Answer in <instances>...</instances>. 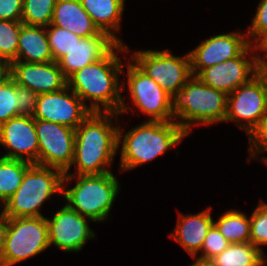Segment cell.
Here are the masks:
<instances>
[{"instance_id":"27","label":"cell","mask_w":267,"mask_h":266,"mask_svg":"<svg viewBox=\"0 0 267 266\" xmlns=\"http://www.w3.org/2000/svg\"><path fill=\"white\" fill-rule=\"evenodd\" d=\"M46 34L50 45V50L53 56V61L58 62L63 56L79 42L82 37L70 32L66 29L53 26H46Z\"/></svg>"},{"instance_id":"23","label":"cell","mask_w":267,"mask_h":266,"mask_svg":"<svg viewBox=\"0 0 267 266\" xmlns=\"http://www.w3.org/2000/svg\"><path fill=\"white\" fill-rule=\"evenodd\" d=\"M212 263L213 266H265L267 256L251 242L232 243Z\"/></svg>"},{"instance_id":"19","label":"cell","mask_w":267,"mask_h":266,"mask_svg":"<svg viewBox=\"0 0 267 266\" xmlns=\"http://www.w3.org/2000/svg\"><path fill=\"white\" fill-rule=\"evenodd\" d=\"M211 207L196 214H178L177 224L169 234L192 257L201 251L208 230L214 224Z\"/></svg>"},{"instance_id":"9","label":"cell","mask_w":267,"mask_h":266,"mask_svg":"<svg viewBox=\"0 0 267 266\" xmlns=\"http://www.w3.org/2000/svg\"><path fill=\"white\" fill-rule=\"evenodd\" d=\"M267 114V73L262 69L248 83L228 95L226 122H234L249 135Z\"/></svg>"},{"instance_id":"5","label":"cell","mask_w":267,"mask_h":266,"mask_svg":"<svg viewBox=\"0 0 267 266\" xmlns=\"http://www.w3.org/2000/svg\"><path fill=\"white\" fill-rule=\"evenodd\" d=\"M76 181L66 189L70 181ZM120 183L113 172L99 175H64L62 199L80 215L93 222L109 220V214L120 193Z\"/></svg>"},{"instance_id":"26","label":"cell","mask_w":267,"mask_h":266,"mask_svg":"<svg viewBox=\"0 0 267 266\" xmlns=\"http://www.w3.org/2000/svg\"><path fill=\"white\" fill-rule=\"evenodd\" d=\"M57 0H23L21 22L26 25L48 26Z\"/></svg>"},{"instance_id":"12","label":"cell","mask_w":267,"mask_h":266,"mask_svg":"<svg viewBox=\"0 0 267 266\" xmlns=\"http://www.w3.org/2000/svg\"><path fill=\"white\" fill-rule=\"evenodd\" d=\"M53 214L46 217L49 246H55L63 252H78L84 248L88 240L96 238L90 228V219L71 209L66 203Z\"/></svg>"},{"instance_id":"15","label":"cell","mask_w":267,"mask_h":266,"mask_svg":"<svg viewBox=\"0 0 267 266\" xmlns=\"http://www.w3.org/2000/svg\"><path fill=\"white\" fill-rule=\"evenodd\" d=\"M249 41L245 31H231L206 38L189 51L191 72L197 76L203 69L237 57Z\"/></svg>"},{"instance_id":"7","label":"cell","mask_w":267,"mask_h":266,"mask_svg":"<svg viewBox=\"0 0 267 266\" xmlns=\"http://www.w3.org/2000/svg\"><path fill=\"white\" fill-rule=\"evenodd\" d=\"M122 74L127 76L126 89L129 91L133 108L126 104L124 98L119 111L128 114L137 108L140 113L149 116L146 121H173L171 112V96H169L152 78L142 71L130 58L124 64ZM129 106V107H128Z\"/></svg>"},{"instance_id":"17","label":"cell","mask_w":267,"mask_h":266,"mask_svg":"<svg viewBox=\"0 0 267 266\" xmlns=\"http://www.w3.org/2000/svg\"><path fill=\"white\" fill-rule=\"evenodd\" d=\"M10 77L17 85L37 94L58 92L67 86V80L55 61L49 63L12 61Z\"/></svg>"},{"instance_id":"25","label":"cell","mask_w":267,"mask_h":266,"mask_svg":"<svg viewBox=\"0 0 267 266\" xmlns=\"http://www.w3.org/2000/svg\"><path fill=\"white\" fill-rule=\"evenodd\" d=\"M33 164L0 156V207L18 190L25 172Z\"/></svg>"},{"instance_id":"4","label":"cell","mask_w":267,"mask_h":266,"mask_svg":"<svg viewBox=\"0 0 267 266\" xmlns=\"http://www.w3.org/2000/svg\"><path fill=\"white\" fill-rule=\"evenodd\" d=\"M227 99L226 93L211 88L197 76H192L183 88L171 96V112L174 121L189 135L194 125L223 123Z\"/></svg>"},{"instance_id":"41","label":"cell","mask_w":267,"mask_h":266,"mask_svg":"<svg viewBox=\"0 0 267 266\" xmlns=\"http://www.w3.org/2000/svg\"><path fill=\"white\" fill-rule=\"evenodd\" d=\"M263 70L267 73V66Z\"/></svg>"},{"instance_id":"29","label":"cell","mask_w":267,"mask_h":266,"mask_svg":"<svg viewBox=\"0 0 267 266\" xmlns=\"http://www.w3.org/2000/svg\"><path fill=\"white\" fill-rule=\"evenodd\" d=\"M250 242L264 253L267 246V202L262 199L250 216Z\"/></svg>"},{"instance_id":"3","label":"cell","mask_w":267,"mask_h":266,"mask_svg":"<svg viewBox=\"0 0 267 266\" xmlns=\"http://www.w3.org/2000/svg\"><path fill=\"white\" fill-rule=\"evenodd\" d=\"M188 134L173 120L144 121L127 132L118 126L119 171L133 170L180 144Z\"/></svg>"},{"instance_id":"14","label":"cell","mask_w":267,"mask_h":266,"mask_svg":"<svg viewBox=\"0 0 267 266\" xmlns=\"http://www.w3.org/2000/svg\"><path fill=\"white\" fill-rule=\"evenodd\" d=\"M91 113L86 104L66 86L58 92L39 94L33 118L76 129Z\"/></svg>"},{"instance_id":"31","label":"cell","mask_w":267,"mask_h":266,"mask_svg":"<svg viewBox=\"0 0 267 266\" xmlns=\"http://www.w3.org/2000/svg\"><path fill=\"white\" fill-rule=\"evenodd\" d=\"M248 151L249 156L247 162H251L252 159H260V162L266 160L267 153V114L263 117L258 127L248 137ZM261 157V158H260Z\"/></svg>"},{"instance_id":"28","label":"cell","mask_w":267,"mask_h":266,"mask_svg":"<svg viewBox=\"0 0 267 266\" xmlns=\"http://www.w3.org/2000/svg\"><path fill=\"white\" fill-rule=\"evenodd\" d=\"M21 21L0 20V59L11 63L17 58Z\"/></svg>"},{"instance_id":"11","label":"cell","mask_w":267,"mask_h":266,"mask_svg":"<svg viewBox=\"0 0 267 266\" xmlns=\"http://www.w3.org/2000/svg\"><path fill=\"white\" fill-rule=\"evenodd\" d=\"M39 143L38 165L71 171L74 160L75 129L54 122L35 119Z\"/></svg>"},{"instance_id":"39","label":"cell","mask_w":267,"mask_h":266,"mask_svg":"<svg viewBox=\"0 0 267 266\" xmlns=\"http://www.w3.org/2000/svg\"><path fill=\"white\" fill-rule=\"evenodd\" d=\"M194 262L189 266H213L212 260L203 259L197 256H192Z\"/></svg>"},{"instance_id":"2","label":"cell","mask_w":267,"mask_h":266,"mask_svg":"<svg viewBox=\"0 0 267 266\" xmlns=\"http://www.w3.org/2000/svg\"><path fill=\"white\" fill-rule=\"evenodd\" d=\"M118 113L92 112L75 129L74 172L64 175H99L112 172L118 154Z\"/></svg>"},{"instance_id":"1","label":"cell","mask_w":267,"mask_h":266,"mask_svg":"<svg viewBox=\"0 0 267 266\" xmlns=\"http://www.w3.org/2000/svg\"><path fill=\"white\" fill-rule=\"evenodd\" d=\"M127 47L118 43L104 58L83 67L67 80V86L92 112L119 113L126 84L120 80L125 63L118 54L129 57Z\"/></svg>"},{"instance_id":"18","label":"cell","mask_w":267,"mask_h":266,"mask_svg":"<svg viewBox=\"0 0 267 266\" xmlns=\"http://www.w3.org/2000/svg\"><path fill=\"white\" fill-rule=\"evenodd\" d=\"M117 44L116 40L103 31L98 35L82 37L57 63L68 80L83 67L104 58Z\"/></svg>"},{"instance_id":"40","label":"cell","mask_w":267,"mask_h":266,"mask_svg":"<svg viewBox=\"0 0 267 266\" xmlns=\"http://www.w3.org/2000/svg\"><path fill=\"white\" fill-rule=\"evenodd\" d=\"M263 164L267 166V157H266V160L263 162Z\"/></svg>"},{"instance_id":"33","label":"cell","mask_w":267,"mask_h":266,"mask_svg":"<svg viewBox=\"0 0 267 266\" xmlns=\"http://www.w3.org/2000/svg\"><path fill=\"white\" fill-rule=\"evenodd\" d=\"M15 95L18 96V116H33L39 94L26 87L17 85L15 82Z\"/></svg>"},{"instance_id":"38","label":"cell","mask_w":267,"mask_h":266,"mask_svg":"<svg viewBox=\"0 0 267 266\" xmlns=\"http://www.w3.org/2000/svg\"><path fill=\"white\" fill-rule=\"evenodd\" d=\"M10 77V63L0 59V85Z\"/></svg>"},{"instance_id":"32","label":"cell","mask_w":267,"mask_h":266,"mask_svg":"<svg viewBox=\"0 0 267 266\" xmlns=\"http://www.w3.org/2000/svg\"><path fill=\"white\" fill-rule=\"evenodd\" d=\"M229 244L230 243L213 224L204 239L200 251L201 254H198L197 257L212 260L215 256L219 255L224 249H226Z\"/></svg>"},{"instance_id":"34","label":"cell","mask_w":267,"mask_h":266,"mask_svg":"<svg viewBox=\"0 0 267 266\" xmlns=\"http://www.w3.org/2000/svg\"><path fill=\"white\" fill-rule=\"evenodd\" d=\"M256 13L246 33L249 44L262 32L267 31V0L259 1Z\"/></svg>"},{"instance_id":"36","label":"cell","mask_w":267,"mask_h":266,"mask_svg":"<svg viewBox=\"0 0 267 266\" xmlns=\"http://www.w3.org/2000/svg\"><path fill=\"white\" fill-rule=\"evenodd\" d=\"M257 65L264 69L267 66V31L260 33L251 43ZM263 54V56L261 55Z\"/></svg>"},{"instance_id":"24","label":"cell","mask_w":267,"mask_h":266,"mask_svg":"<svg viewBox=\"0 0 267 266\" xmlns=\"http://www.w3.org/2000/svg\"><path fill=\"white\" fill-rule=\"evenodd\" d=\"M214 225L230 244L250 242V216L242 211L229 209Z\"/></svg>"},{"instance_id":"22","label":"cell","mask_w":267,"mask_h":266,"mask_svg":"<svg viewBox=\"0 0 267 266\" xmlns=\"http://www.w3.org/2000/svg\"><path fill=\"white\" fill-rule=\"evenodd\" d=\"M15 61L49 63L53 61L46 27L22 24Z\"/></svg>"},{"instance_id":"8","label":"cell","mask_w":267,"mask_h":266,"mask_svg":"<svg viewBox=\"0 0 267 266\" xmlns=\"http://www.w3.org/2000/svg\"><path fill=\"white\" fill-rule=\"evenodd\" d=\"M50 248L46 217L8 218L0 266H15Z\"/></svg>"},{"instance_id":"10","label":"cell","mask_w":267,"mask_h":266,"mask_svg":"<svg viewBox=\"0 0 267 266\" xmlns=\"http://www.w3.org/2000/svg\"><path fill=\"white\" fill-rule=\"evenodd\" d=\"M129 58L169 96L183 88L193 76L189 52L179 57L168 49L135 50Z\"/></svg>"},{"instance_id":"35","label":"cell","mask_w":267,"mask_h":266,"mask_svg":"<svg viewBox=\"0 0 267 266\" xmlns=\"http://www.w3.org/2000/svg\"><path fill=\"white\" fill-rule=\"evenodd\" d=\"M23 0H0V20L21 21Z\"/></svg>"},{"instance_id":"13","label":"cell","mask_w":267,"mask_h":266,"mask_svg":"<svg viewBox=\"0 0 267 266\" xmlns=\"http://www.w3.org/2000/svg\"><path fill=\"white\" fill-rule=\"evenodd\" d=\"M261 70L249 44L237 57L203 69L197 77L205 85L229 95Z\"/></svg>"},{"instance_id":"20","label":"cell","mask_w":267,"mask_h":266,"mask_svg":"<svg viewBox=\"0 0 267 266\" xmlns=\"http://www.w3.org/2000/svg\"><path fill=\"white\" fill-rule=\"evenodd\" d=\"M50 24L80 37L94 36L101 32L81 5L80 0H57Z\"/></svg>"},{"instance_id":"21","label":"cell","mask_w":267,"mask_h":266,"mask_svg":"<svg viewBox=\"0 0 267 266\" xmlns=\"http://www.w3.org/2000/svg\"><path fill=\"white\" fill-rule=\"evenodd\" d=\"M126 0H80L93 23L100 31L106 32L118 43H124L115 33L121 31V20Z\"/></svg>"},{"instance_id":"6","label":"cell","mask_w":267,"mask_h":266,"mask_svg":"<svg viewBox=\"0 0 267 266\" xmlns=\"http://www.w3.org/2000/svg\"><path fill=\"white\" fill-rule=\"evenodd\" d=\"M64 173L61 170L33 164L18 190L3 204L8 218L42 217V205L53 195L62 197Z\"/></svg>"},{"instance_id":"37","label":"cell","mask_w":267,"mask_h":266,"mask_svg":"<svg viewBox=\"0 0 267 266\" xmlns=\"http://www.w3.org/2000/svg\"><path fill=\"white\" fill-rule=\"evenodd\" d=\"M8 228V217L0 209V255L3 252Z\"/></svg>"},{"instance_id":"30","label":"cell","mask_w":267,"mask_h":266,"mask_svg":"<svg viewBox=\"0 0 267 266\" xmlns=\"http://www.w3.org/2000/svg\"><path fill=\"white\" fill-rule=\"evenodd\" d=\"M15 81L9 77L0 85V125L18 116Z\"/></svg>"},{"instance_id":"16","label":"cell","mask_w":267,"mask_h":266,"mask_svg":"<svg viewBox=\"0 0 267 266\" xmlns=\"http://www.w3.org/2000/svg\"><path fill=\"white\" fill-rule=\"evenodd\" d=\"M0 145L8 152L3 158L38 165L39 143L33 116L20 115L0 125Z\"/></svg>"}]
</instances>
